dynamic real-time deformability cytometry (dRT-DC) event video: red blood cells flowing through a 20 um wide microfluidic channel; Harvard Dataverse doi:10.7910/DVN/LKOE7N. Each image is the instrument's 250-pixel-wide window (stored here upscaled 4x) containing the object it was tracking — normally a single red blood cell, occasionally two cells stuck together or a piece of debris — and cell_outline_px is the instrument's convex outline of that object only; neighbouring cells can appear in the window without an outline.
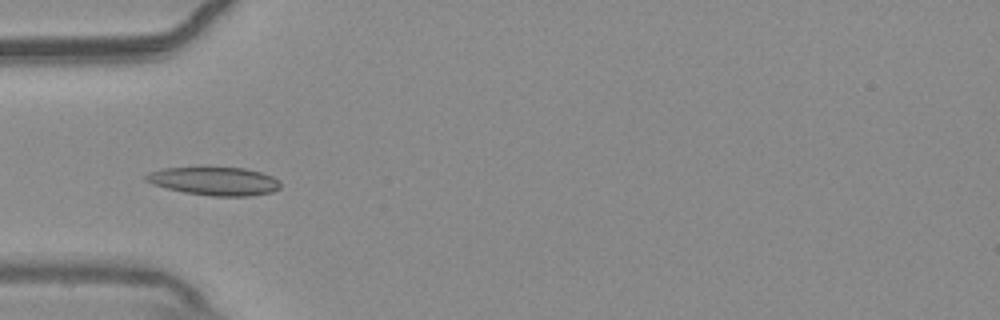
{"species": "common noctule bat (a hibernating species)", "species_latin": "Nyctalus noctula", "temperature_condition": "warm", "stored_images_in_passage": 10, "camera_frame_rate_fps": 3000, "um_per_image_px": 0.085, "animal": {"sex": "male", "body_mass_g": 20.4}, "frame": {"image": 1, "passage_image": 2, "time_ms": 0.333, "image_size_px": [1000, 320], "cell_outline_px": [[280, 188], [272, 192], [248, 196], [212, 196], [184, 192], [152, 184], [144, 180], [144, 176], [148, 172], [164, 168], [208, 164], [244, 168], [260, 172], [272, 176], [280, 180]], "centroid_in_image_um": [18.19, 15.34], "position_along_channel_um": 66.8, "area_um2": 23.18}}